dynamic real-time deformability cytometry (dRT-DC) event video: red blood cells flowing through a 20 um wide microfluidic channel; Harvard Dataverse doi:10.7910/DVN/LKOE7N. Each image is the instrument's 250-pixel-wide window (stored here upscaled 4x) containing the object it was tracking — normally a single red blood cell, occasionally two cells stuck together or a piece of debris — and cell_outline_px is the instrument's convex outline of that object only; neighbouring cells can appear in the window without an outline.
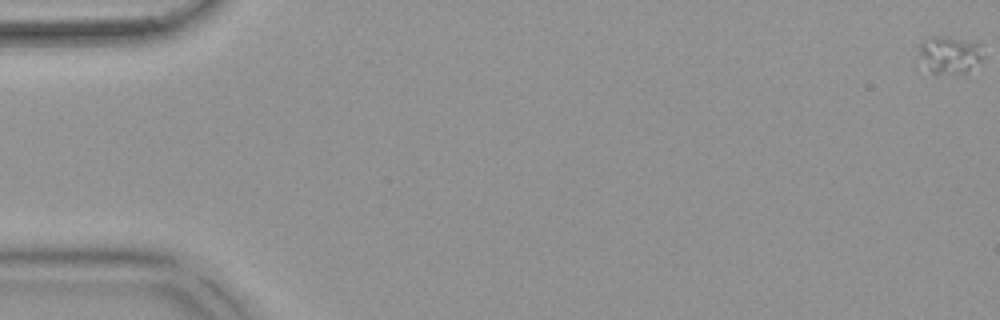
{"species": "common noctule bat (a hibernating species)", "species_latin": "Nyctalus noctula", "temperature_condition": "warm", "stored_images_in_passage": 54, "camera_frame_rate_fps": 3000, "um_per_image_px": 0.085, "animal": {"sex": "female", "body_mass_g": 18.4}, "frame": {"image": 1, "passage_image": 1, "time_ms": 0.0, "image_size_px": [1000, 320], "cell_outline_px": [[984, 56], [980, 60], [964, 72], [932, 72], [916, 56], [920, 44], [924, 36], [944, 36], [976, 44]], "centroid_in_image_um": [80.58, 4.61], "position_along_channel_um": 4.4, "area_um2": 13.41}}
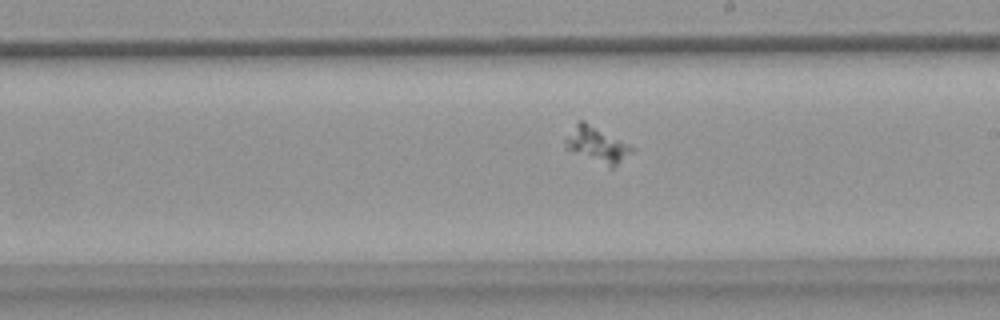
{"frame": {"image": 2, "passage_image": 32, "time_ms": 10.333, "image_size_px": [1000, 320], "cell_outline_px": [[636, 148], [632, 152], [612, 168], [608, 168], [564, 148], [564, 140], [576, 124], [580, 120], [584, 120]], "centroid_in_image_um": [50.73, 12.31], "position_along_channel_um": 238.3, "area_um2": 13.76}}
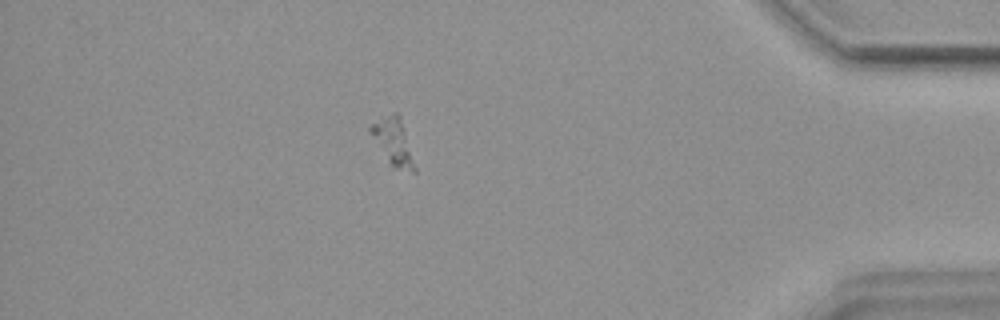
{"frame": {"image": 3, "passage_image": 48, "time_ms": 15.667, "image_size_px": [1000, 320], "cell_outline_px": [[416, 172], [412, 172], [392, 168], [368, 128], [372, 124], [392, 112], [396, 112], [400, 116], [416, 168]], "centroid_in_image_um": [33.46, 12.08], "position_along_channel_um": 401.7, "area_um2": 11.56}}